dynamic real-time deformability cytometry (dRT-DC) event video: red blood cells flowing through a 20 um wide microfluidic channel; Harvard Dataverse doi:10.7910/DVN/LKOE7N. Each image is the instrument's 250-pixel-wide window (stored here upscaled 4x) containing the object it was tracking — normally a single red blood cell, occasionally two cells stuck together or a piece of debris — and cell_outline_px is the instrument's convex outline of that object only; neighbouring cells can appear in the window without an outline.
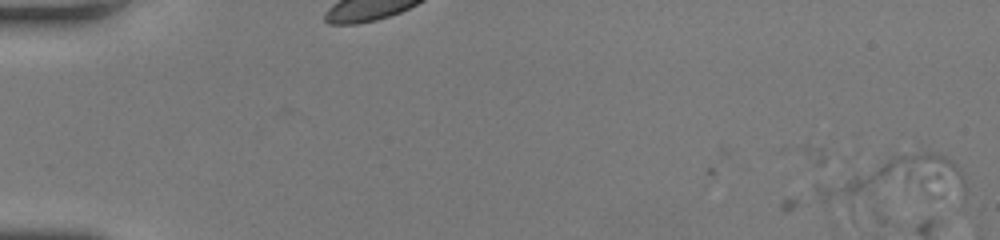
{"species": "human", "species_latin": "Homo sapiens", "temperature_condition": "room temperature", "stored_images_in_passage": 2, "camera_frame_rate_fps": 3000, "um_per_image_px": 0.085, "donor": {"sex": "female"}, "frame": {"image": 1, "passage_image": 2, "time_ms": 0.333, "image_size_px": [1000, 240], "cell_outline_px": [[968, 192], [964, 200], [824, 200], [812, 188], [812, 184], [892, 156], [924, 152], [936, 152], [952, 160], [956, 164], [968, 188]], "centroid_in_image_um": [76.36, 15.33], "position_along_channel_um": 8.6, "area_um2": 39.77}}